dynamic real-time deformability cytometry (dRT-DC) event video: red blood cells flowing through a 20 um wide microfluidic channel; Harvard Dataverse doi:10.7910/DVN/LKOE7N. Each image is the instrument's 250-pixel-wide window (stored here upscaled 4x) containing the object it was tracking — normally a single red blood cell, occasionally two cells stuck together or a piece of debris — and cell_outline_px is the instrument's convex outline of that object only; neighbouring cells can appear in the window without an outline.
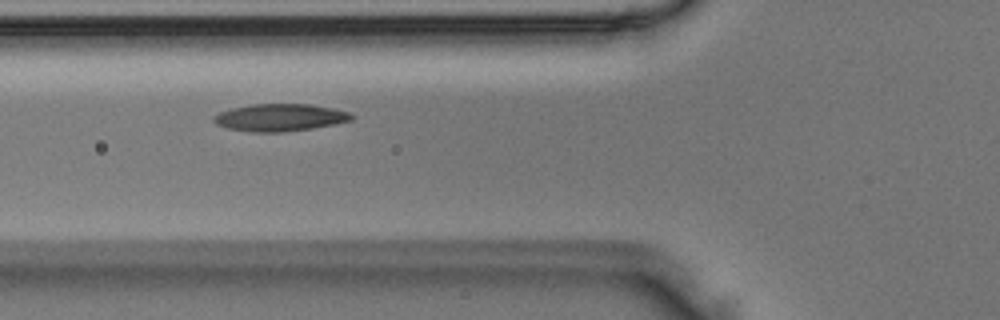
{"species": "Egyptian fruit bat (a non-hibernating species)", "species_latin": "Rousettus aegyptiacus", "temperature_condition": "room temperature", "stored_images_in_passage": 34, "camera_frame_rate_fps": 3000, "um_per_image_px": 0.085, "animal": {"sex": "male"}, "frame": {"image": 1, "passage_image": 3, "time_ms": 0.667, "image_size_px": [1000, 320], "cell_outline_px": [[356, 116], [352, 120], [336, 124], [312, 128], [284, 132], [248, 132], [228, 128], [216, 124], [212, 120], [212, 116], [220, 112], [232, 108], [252, 104], [308, 104], [332, 108], [348, 112]], "centroid_in_image_um": [23.79, 9.99], "position_along_channel_um": 102.0, "area_um2": 22.02}}
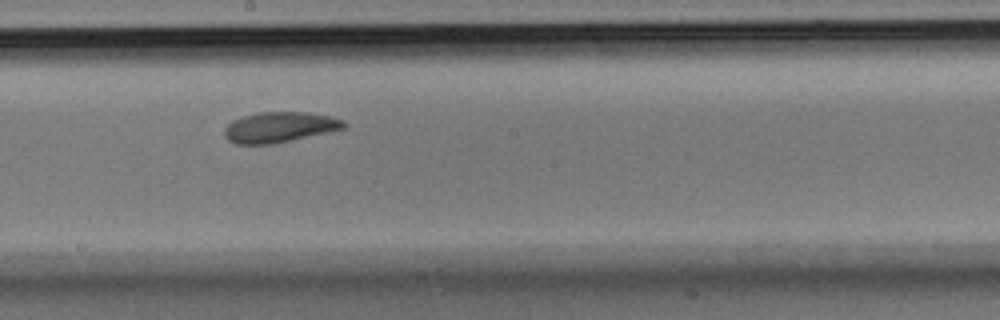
{"frame": {"image": 2, "passage_image": 12, "time_ms": 3.667, "image_size_px": [1000, 320], "cell_outline_px": [[348, 124], [344, 128], [276, 144], [236, 144], [228, 140], [224, 136], [224, 128], [232, 120], [244, 116], [260, 112], [308, 112], [332, 116], [344, 120]], "centroid_in_image_um": [23.76, 10.81], "position_along_channel_um": 224.4, "area_um2": 21.33}}
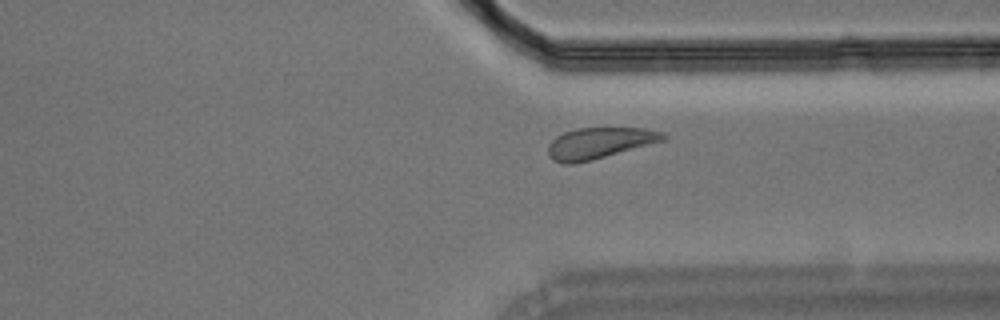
{"frame": {"image": 3, "passage_image": 22, "time_ms": 7.0, "image_size_px": [1000, 320], "cell_outline_px": [[668, 136], [664, 140], [592, 160], [572, 164], [564, 164], [552, 160], [548, 156], [548, 144], [556, 136], [564, 132], [576, 128], [644, 128], [664, 132]], "centroid_in_image_um": [50.92, 12.16], "position_along_channel_um": 360.5, "area_um2": 20.87}}